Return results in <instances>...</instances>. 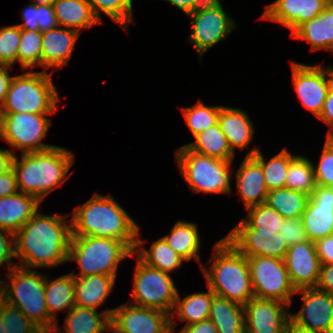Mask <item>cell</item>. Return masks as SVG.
Segmentation results:
<instances>
[{"mask_svg":"<svg viewBox=\"0 0 333 333\" xmlns=\"http://www.w3.org/2000/svg\"><path fill=\"white\" fill-rule=\"evenodd\" d=\"M321 265H333V236L329 235L314 242Z\"/></svg>","mask_w":333,"mask_h":333,"instance_id":"cell-48","label":"cell"},{"mask_svg":"<svg viewBox=\"0 0 333 333\" xmlns=\"http://www.w3.org/2000/svg\"><path fill=\"white\" fill-rule=\"evenodd\" d=\"M3 232H6V236ZM10 238V240L6 239ZM15 256V233L6 230L0 229V266L4 264V262H8V270L10 271L13 267L17 266V264L12 263V258ZM12 265V266H11ZM11 266V268H10Z\"/></svg>","mask_w":333,"mask_h":333,"instance_id":"cell-46","label":"cell"},{"mask_svg":"<svg viewBox=\"0 0 333 333\" xmlns=\"http://www.w3.org/2000/svg\"><path fill=\"white\" fill-rule=\"evenodd\" d=\"M303 307L297 314H290V321L315 333H333V295L315 287L300 288Z\"/></svg>","mask_w":333,"mask_h":333,"instance_id":"cell-15","label":"cell"},{"mask_svg":"<svg viewBox=\"0 0 333 333\" xmlns=\"http://www.w3.org/2000/svg\"><path fill=\"white\" fill-rule=\"evenodd\" d=\"M115 279L116 276L102 274L74 276L75 305L96 310L112 291Z\"/></svg>","mask_w":333,"mask_h":333,"instance_id":"cell-25","label":"cell"},{"mask_svg":"<svg viewBox=\"0 0 333 333\" xmlns=\"http://www.w3.org/2000/svg\"><path fill=\"white\" fill-rule=\"evenodd\" d=\"M0 136L3 137V118L1 111H0Z\"/></svg>","mask_w":333,"mask_h":333,"instance_id":"cell-60","label":"cell"},{"mask_svg":"<svg viewBox=\"0 0 333 333\" xmlns=\"http://www.w3.org/2000/svg\"><path fill=\"white\" fill-rule=\"evenodd\" d=\"M0 333H4V322L0 318Z\"/></svg>","mask_w":333,"mask_h":333,"instance_id":"cell-61","label":"cell"},{"mask_svg":"<svg viewBox=\"0 0 333 333\" xmlns=\"http://www.w3.org/2000/svg\"><path fill=\"white\" fill-rule=\"evenodd\" d=\"M246 156H252L260 165L268 191L285 188L289 164L298 156H293L286 148L272 157L267 163L258 148H253Z\"/></svg>","mask_w":333,"mask_h":333,"instance_id":"cell-33","label":"cell"},{"mask_svg":"<svg viewBox=\"0 0 333 333\" xmlns=\"http://www.w3.org/2000/svg\"><path fill=\"white\" fill-rule=\"evenodd\" d=\"M249 219H244L252 228L261 232H279L284 218L278 211L269 207L266 203L247 209Z\"/></svg>","mask_w":333,"mask_h":333,"instance_id":"cell-41","label":"cell"},{"mask_svg":"<svg viewBox=\"0 0 333 333\" xmlns=\"http://www.w3.org/2000/svg\"><path fill=\"white\" fill-rule=\"evenodd\" d=\"M40 201L33 195L17 192L0 198V229L18 232L38 211Z\"/></svg>","mask_w":333,"mask_h":333,"instance_id":"cell-22","label":"cell"},{"mask_svg":"<svg viewBox=\"0 0 333 333\" xmlns=\"http://www.w3.org/2000/svg\"><path fill=\"white\" fill-rule=\"evenodd\" d=\"M48 114L35 113H2L3 139L22 153L43 151L54 147L43 144L41 140L46 136L49 119Z\"/></svg>","mask_w":333,"mask_h":333,"instance_id":"cell-11","label":"cell"},{"mask_svg":"<svg viewBox=\"0 0 333 333\" xmlns=\"http://www.w3.org/2000/svg\"><path fill=\"white\" fill-rule=\"evenodd\" d=\"M65 218V215H42L37 211L15 233V256L20 258L18 266L46 268L68 261L72 228L71 220L68 225Z\"/></svg>","mask_w":333,"mask_h":333,"instance_id":"cell-1","label":"cell"},{"mask_svg":"<svg viewBox=\"0 0 333 333\" xmlns=\"http://www.w3.org/2000/svg\"><path fill=\"white\" fill-rule=\"evenodd\" d=\"M309 197L305 193L282 188L268 191L265 203L283 218H301Z\"/></svg>","mask_w":333,"mask_h":333,"instance_id":"cell-36","label":"cell"},{"mask_svg":"<svg viewBox=\"0 0 333 333\" xmlns=\"http://www.w3.org/2000/svg\"><path fill=\"white\" fill-rule=\"evenodd\" d=\"M22 19L24 22L19 24L21 30H39L37 23V5L31 3L22 11Z\"/></svg>","mask_w":333,"mask_h":333,"instance_id":"cell-52","label":"cell"},{"mask_svg":"<svg viewBox=\"0 0 333 333\" xmlns=\"http://www.w3.org/2000/svg\"><path fill=\"white\" fill-rule=\"evenodd\" d=\"M316 289L333 295V265L326 264L320 266Z\"/></svg>","mask_w":333,"mask_h":333,"instance_id":"cell-49","label":"cell"},{"mask_svg":"<svg viewBox=\"0 0 333 333\" xmlns=\"http://www.w3.org/2000/svg\"><path fill=\"white\" fill-rule=\"evenodd\" d=\"M188 16L193 25L189 41L200 58L210 47L225 39L230 31L235 29L233 19L226 15L222 6Z\"/></svg>","mask_w":333,"mask_h":333,"instance_id":"cell-17","label":"cell"},{"mask_svg":"<svg viewBox=\"0 0 333 333\" xmlns=\"http://www.w3.org/2000/svg\"><path fill=\"white\" fill-rule=\"evenodd\" d=\"M195 223L178 221L170 234L163 238L167 244L185 261L195 258L200 261L198 251L200 249V237Z\"/></svg>","mask_w":333,"mask_h":333,"instance_id":"cell-34","label":"cell"},{"mask_svg":"<svg viewBox=\"0 0 333 333\" xmlns=\"http://www.w3.org/2000/svg\"><path fill=\"white\" fill-rule=\"evenodd\" d=\"M37 23L41 32L51 30L58 26L52 5L37 6Z\"/></svg>","mask_w":333,"mask_h":333,"instance_id":"cell-47","label":"cell"},{"mask_svg":"<svg viewBox=\"0 0 333 333\" xmlns=\"http://www.w3.org/2000/svg\"><path fill=\"white\" fill-rule=\"evenodd\" d=\"M209 319L216 326L217 333H245L244 306L239 303L215 295Z\"/></svg>","mask_w":333,"mask_h":333,"instance_id":"cell-28","label":"cell"},{"mask_svg":"<svg viewBox=\"0 0 333 333\" xmlns=\"http://www.w3.org/2000/svg\"><path fill=\"white\" fill-rule=\"evenodd\" d=\"M314 165L306 157L298 155L288 167L285 188L311 195L316 188Z\"/></svg>","mask_w":333,"mask_h":333,"instance_id":"cell-37","label":"cell"},{"mask_svg":"<svg viewBox=\"0 0 333 333\" xmlns=\"http://www.w3.org/2000/svg\"><path fill=\"white\" fill-rule=\"evenodd\" d=\"M32 1V0H31ZM55 0H34L33 4L39 5H53Z\"/></svg>","mask_w":333,"mask_h":333,"instance_id":"cell-59","label":"cell"},{"mask_svg":"<svg viewBox=\"0 0 333 333\" xmlns=\"http://www.w3.org/2000/svg\"><path fill=\"white\" fill-rule=\"evenodd\" d=\"M328 4H333V0H324Z\"/></svg>","mask_w":333,"mask_h":333,"instance_id":"cell-63","label":"cell"},{"mask_svg":"<svg viewBox=\"0 0 333 333\" xmlns=\"http://www.w3.org/2000/svg\"><path fill=\"white\" fill-rule=\"evenodd\" d=\"M79 32L74 29L55 27L43 32L41 67L61 68L71 58Z\"/></svg>","mask_w":333,"mask_h":333,"instance_id":"cell-21","label":"cell"},{"mask_svg":"<svg viewBox=\"0 0 333 333\" xmlns=\"http://www.w3.org/2000/svg\"><path fill=\"white\" fill-rule=\"evenodd\" d=\"M166 1L175 5L177 8H179L188 15L193 7L195 0H166Z\"/></svg>","mask_w":333,"mask_h":333,"instance_id":"cell-57","label":"cell"},{"mask_svg":"<svg viewBox=\"0 0 333 333\" xmlns=\"http://www.w3.org/2000/svg\"><path fill=\"white\" fill-rule=\"evenodd\" d=\"M285 333H315L310 330L301 328L297 326L295 323L292 321H289L285 330Z\"/></svg>","mask_w":333,"mask_h":333,"instance_id":"cell-58","label":"cell"},{"mask_svg":"<svg viewBox=\"0 0 333 333\" xmlns=\"http://www.w3.org/2000/svg\"><path fill=\"white\" fill-rule=\"evenodd\" d=\"M211 268L202 267L208 287L219 297L245 305L254 297L248 260L227 239L214 245Z\"/></svg>","mask_w":333,"mask_h":333,"instance_id":"cell-4","label":"cell"},{"mask_svg":"<svg viewBox=\"0 0 333 333\" xmlns=\"http://www.w3.org/2000/svg\"><path fill=\"white\" fill-rule=\"evenodd\" d=\"M47 279L45 277L46 307L49 317L57 323L55 312L65 308L70 310L75 306L74 276L70 273L50 282Z\"/></svg>","mask_w":333,"mask_h":333,"instance_id":"cell-31","label":"cell"},{"mask_svg":"<svg viewBox=\"0 0 333 333\" xmlns=\"http://www.w3.org/2000/svg\"><path fill=\"white\" fill-rule=\"evenodd\" d=\"M316 185L333 187V139L325 140L317 167L314 166Z\"/></svg>","mask_w":333,"mask_h":333,"instance_id":"cell-44","label":"cell"},{"mask_svg":"<svg viewBox=\"0 0 333 333\" xmlns=\"http://www.w3.org/2000/svg\"><path fill=\"white\" fill-rule=\"evenodd\" d=\"M225 239L246 257L268 256L284 260L289 248L279 232H261L245 220L240 221Z\"/></svg>","mask_w":333,"mask_h":333,"instance_id":"cell-14","label":"cell"},{"mask_svg":"<svg viewBox=\"0 0 333 333\" xmlns=\"http://www.w3.org/2000/svg\"><path fill=\"white\" fill-rule=\"evenodd\" d=\"M74 155L54 146L43 151L22 153L21 161L14 156L12 169L18 190L35 196L40 202L67 178Z\"/></svg>","mask_w":333,"mask_h":333,"instance_id":"cell-3","label":"cell"},{"mask_svg":"<svg viewBox=\"0 0 333 333\" xmlns=\"http://www.w3.org/2000/svg\"><path fill=\"white\" fill-rule=\"evenodd\" d=\"M220 0H195L193 7L188 15L203 12L221 7Z\"/></svg>","mask_w":333,"mask_h":333,"instance_id":"cell-55","label":"cell"},{"mask_svg":"<svg viewBox=\"0 0 333 333\" xmlns=\"http://www.w3.org/2000/svg\"><path fill=\"white\" fill-rule=\"evenodd\" d=\"M194 138L195 142L186 144L190 150L223 161H233L235 154L218 123L197 134Z\"/></svg>","mask_w":333,"mask_h":333,"instance_id":"cell-32","label":"cell"},{"mask_svg":"<svg viewBox=\"0 0 333 333\" xmlns=\"http://www.w3.org/2000/svg\"><path fill=\"white\" fill-rule=\"evenodd\" d=\"M94 16L100 21V11L110 19L127 27L132 21V0H88Z\"/></svg>","mask_w":333,"mask_h":333,"instance_id":"cell-40","label":"cell"},{"mask_svg":"<svg viewBox=\"0 0 333 333\" xmlns=\"http://www.w3.org/2000/svg\"><path fill=\"white\" fill-rule=\"evenodd\" d=\"M18 192L16 175L13 169L0 175V198Z\"/></svg>","mask_w":333,"mask_h":333,"instance_id":"cell-51","label":"cell"},{"mask_svg":"<svg viewBox=\"0 0 333 333\" xmlns=\"http://www.w3.org/2000/svg\"><path fill=\"white\" fill-rule=\"evenodd\" d=\"M42 35L40 30H22L17 61L23 69L41 66Z\"/></svg>","mask_w":333,"mask_h":333,"instance_id":"cell-38","label":"cell"},{"mask_svg":"<svg viewBox=\"0 0 333 333\" xmlns=\"http://www.w3.org/2000/svg\"><path fill=\"white\" fill-rule=\"evenodd\" d=\"M0 318L4 333H36L40 328L28 319L17 307L0 297Z\"/></svg>","mask_w":333,"mask_h":333,"instance_id":"cell-42","label":"cell"},{"mask_svg":"<svg viewBox=\"0 0 333 333\" xmlns=\"http://www.w3.org/2000/svg\"><path fill=\"white\" fill-rule=\"evenodd\" d=\"M131 255L134 252L120 240L72 235L68 261L77 262L80 267V273H71L73 276H116L118 264Z\"/></svg>","mask_w":333,"mask_h":333,"instance_id":"cell-6","label":"cell"},{"mask_svg":"<svg viewBox=\"0 0 333 333\" xmlns=\"http://www.w3.org/2000/svg\"><path fill=\"white\" fill-rule=\"evenodd\" d=\"M301 221L311 242L333 232V187L317 185L310 195Z\"/></svg>","mask_w":333,"mask_h":333,"instance_id":"cell-18","label":"cell"},{"mask_svg":"<svg viewBox=\"0 0 333 333\" xmlns=\"http://www.w3.org/2000/svg\"><path fill=\"white\" fill-rule=\"evenodd\" d=\"M214 296L215 294L209 287L208 292L194 293L183 300L180 299L178 293L173 309H177L175 313L181 321L186 320V325L198 323L209 319L211 302Z\"/></svg>","mask_w":333,"mask_h":333,"instance_id":"cell-35","label":"cell"},{"mask_svg":"<svg viewBox=\"0 0 333 333\" xmlns=\"http://www.w3.org/2000/svg\"><path fill=\"white\" fill-rule=\"evenodd\" d=\"M279 233L285 239L289 247L308 240L301 218H284Z\"/></svg>","mask_w":333,"mask_h":333,"instance_id":"cell-45","label":"cell"},{"mask_svg":"<svg viewBox=\"0 0 333 333\" xmlns=\"http://www.w3.org/2000/svg\"><path fill=\"white\" fill-rule=\"evenodd\" d=\"M318 118L327 123L330 127V130L327 134V139H333V84L328 91L322 111Z\"/></svg>","mask_w":333,"mask_h":333,"instance_id":"cell-50","label":"cell"},{"mask_svg":"<svg viewBox=\"0 0 333 333\" xmlns=\"http://www.w3.org/2000/svg\"><path fill=\"white\" fill-rule=\"evenodd\" d=\"M7 275L11 284L0 281V297L17 307L40 329L64 333L49 317L45 302V276L18 265L8 271Z\"/></svg>","mask_w":333,"mask_h":333,"instance_id":"cell-5","label":"cell"},{"mask_svg":"<svg viewBox=\"0 0 333 333\" xmlns=\"http://www.w3.org/2000/svg\"><path fill=\"white\" fill-rule=\"evenodd\" d=\"M22 30L17 25L0 29V64L12 66L17 62V51Z\"/></svg>","mask_w":333,"mask_h":333,"instance_id":"cell-43","label":"cell"},{"mask_svg":"<svg viewBox=\"0 0 333 333\" xmlns=\"http://www.w3.org/2000/svg\"><path fill=\"white\" fill-rule=\"evenodd\" d=\"M114 309H107L100 315L96 310L74 306L67 313L64 330L66 333H105L111 324Z\"/></svg>","mask_w":333,"mask_h":333,"instance_id":"cell-29","label":"cell"},{"mask_svg":"<svg viewBox=\"0 0 333 333\" xmlns=\"http://www.w3.org/2000/svg\"><path fill=\"white\" fill-rule=\"evenodd\" d=\"M284 261L290 281L296 290L316 286L321 263L314 242L306 240L290 246Z\"/></svg>","mask_w":333,"mask_h":333,"instance_id":"cell-19","label":"cell"},{"mask_svg":"<svg viewBox=\"0 0 333 333\" xmlns=\"http://www.w3.org/2000/svg\"><path fill=\"white\" fill-rule=\"evenodd\" d=\"M236 174L237 189L245 208L265 203L268 190L262 168L252 156L245 157Z\"/></svg>","mask_w":333,"mask_h":333,"instance_id":"cell-23","label":"cell"},{"mask_svg":"<svg viewBox=\"0 0 333 333\" xmlns=\"http://www.w3.org/2000/svg\"><path fill=\"white\" fill-rule=\"evenodd\" d=\"M222 106L208 107L199 101L195 106L182 108L187 126L193 136L205 131L218 123V116Z\"/></svg>","mask_w":333,"mask_h":333,"instance_id":"cell-39","label":"cell"},{"mask_svg":"<svg viewBox=\"0 0 333 333\" xmlns=\"http://www.w3.org/2000/svg\"><path fill=\"white\" fill-rule=\"evenodd\" d=\"M10 65L0 64V108L4 104L14 76H9Z\"/></svg>","mask_w":333,"mask_h":333,"instance_id":"cell-53","label":"cell"},{"mask_svg":"<svg viewBox=\"0 0 333 333\" xmlns=\"http://www.w3.org/2000/svg\"><path fill=\"white\" fill-rule=\"evenodd\" d=\"M284 304L273 299L251 298L244 305L245 333H285L290 312Z\"/></svg>","mask_w":333,"mask_h":333,"instance_id":"cell-16","label":"cell"},{"mask_svg":"<svg viewBox=\"0 0 333 333\" xmlns=\"http://www.w3.org/2000/svg\"><path fill=\"white\" fill-rule=\"evenodd\" d=\"M292 74L294 88L303 106L318 118L333 84V67L310 66L292 61Z\"/></svg>","mask_w":333,"mask_h":333,"instance_id":"cell-12","label":"cell"},{"mask_svg":"<svg viewBox=\"0 0 333 333\" xmlns=\"http://www.w3.org/2000/svg\"><path fill=\"white\" fill-rule=\"evenodd\" d=\"M218 124L234 153L235 147L243 150L253 139L252 122L247 113L240 109L222 106L218 116Z\"/></svg>","mask_w":333,"mask_h":333,"instance_id":"cell-26","label":"cell"},{"mask_svg":"<svg viewBox=\"0 0 333 333\" xmlns=\"http://www.w3.org/2000/svg\"><path fill=\"white\" fill-rule=\"evenodd\" d=\"M329 4L324 0H276L266 6L262 19L275 21L292 30L318 16Z\"/></svg>","mask_w":333,"mask_h":333,"instance_id":"cell-20","label":"cell"},{"mask_svg":"<svg viewBox=\"0 0 333 333\" xmlns=\"http://www.w3.org/2000/svg\"><path fill=\"white\" fill-rule=\"evenodd\" d=\"M15 154L9 150L0 149V175L5 174L12 169Z\"/></svg>","mask_w":333,"mask_h":333,"instance_id":"cell-56","label":"cell"},{"mask_svg":"<svg viewBox=\"0 0 333 333\" xmlns=\"http://www.w3.org/2000/svg\"><path fill=\"white\" fill-rule=\"evenodd\" d=\"M72 235L112 238L136 250L139 226L112 196H94L73 210Z\"/></svg>","mask_w":333,"mask_h":333,"instance_id":"cell-2","label":"cell"},{"mask_svg":"<svg viewBox=\"0 0 333 333\" xmlns=\"http://www.w3.org/2000/svg\"><path fill=\"white\" fill-rule=\"evenodd\" d=\"M179 333H217V328L210 319L185 325Z\"/></svg>","mask_w":333,"mask_h":333,"instance_id":"cell-54","label":"cell"},{"mask_svg":"<svg viewBox=\"0 0 333 333\" xmlns=\"http://www.w3.org/2000/svg\"><path fill=\"white\" fill-rule=\"evenodd\" d=\"M36 333H53V332L46 329H39Z\"/></svg>","mask_w":333,"mask_h":333,"instance_id":"cell-62","label":"cell"},{"mask_svg":"<svg viewBox=\"0 0 333 333\" xmlns=\"http://www.w3.org/2000/svg\"><path fill=\"white\" fill-rule=\"evenodd\" d=\"M59 95L50 74L28 72L14 76L1 113L52 114Z\"/></svg>","mask_w":333,"mask_h":333,"instance_id":"cell-7","label":"cell"},{"mask_svg":"<svg viewBox=\"0 0 333 333\" xmlns=\"http://www.w3.org/2000/svg\"><path fill=\"white\" fill-rule=\"evenodd\" d=\"M109 329L113 333H174L169 313L127 303L114 308Z\"/></svg>","mask_w":333,"mask_h":333,"instance_id":"cell-13","label":"cell"},{"mask_svg":"<svg viewBox=\"0 0 333 333\" xmlns=\"http://www.w3.org/2000/svg\"><path fill=\"white\" fill-rule=\"evenodd\" d=\"M52 6L59 27H69L80 33L81 28L101 22L94 16L88 0H55Z\"/></svg>","mask_w":333,"mask_h":333,"instance_id":"cell-27","label":"cell"},{"mask_svg":"<svg viewBox=\"0 0 333 333\" xmlns=\"http://www.w3.org/2000/svg\"><path fill=\"white\" fill-rule=\"evenodd\" d=\"M291 36L306 40L313 51H333V4H329L318 16L300 24Z\"/></svg>","mask_w":333,"mask_h":333,"instance_id":"cell-24","label":"cell"},{"mask_svg":"<svg viewBox=\"0 0 333 333\" xmlns=\"http://www.w3.org/2000/svg\"><path fill=\"white\" fill-rule=\"evenodd\" d=\"M254 297L291 304L296 294L283 259L268 256L247 257Z\"/></svg>","mask_w":333,"mask_h":333,"instance_id":"cell-10","label":"cell"},{"mask_svg":"<svg viewBox=\"0 0 333 333\" xmlns=\"http://www.w3.org/2000/svg\"><path fill=\"white\" fill-rule=\"evenodd\" d=\"M146 241L137 237L136 249L139 247L138 258L147 266L169 273L172 270L180 267L185 261L180 255H178L162 237L152 243L150 250H146L142 246Z\"/></svg>","mask_w":333,"mask_h":333,"instance_id":"cell-30","label":"cell"},{"mask_svg":"<svg viewBox=\"0 0 333 333\" xmlns=\"http://www.w3.org/2000/svg\"><path fill=\"white\" fill-rule=\"evenodd\" d=\"M175 154L178 168L193 192L230 193L232 161L197 153L186 145L178 148Z\"/></svg>","mask_w":333,"mask_h":333,"instance_id":"cell-8","label":"cell"},{"mask_svg":"<svg viewBox=\"0 0 333 333\" xmlns=\"http://www.w3.org/2000/svg\"><path fill=\"white\" fill-rule=\"evenodd\" d=\"M169 273L152 268L137 258L134 275L133 292L130 298H134V304L141 307H149L172 313L170 317L171 331H174L173 307L178 290Z\"/></svg>","mask_w":333,"mask_h":333,"instance_id":"cell-9","label":"cell"}]
</instances>
